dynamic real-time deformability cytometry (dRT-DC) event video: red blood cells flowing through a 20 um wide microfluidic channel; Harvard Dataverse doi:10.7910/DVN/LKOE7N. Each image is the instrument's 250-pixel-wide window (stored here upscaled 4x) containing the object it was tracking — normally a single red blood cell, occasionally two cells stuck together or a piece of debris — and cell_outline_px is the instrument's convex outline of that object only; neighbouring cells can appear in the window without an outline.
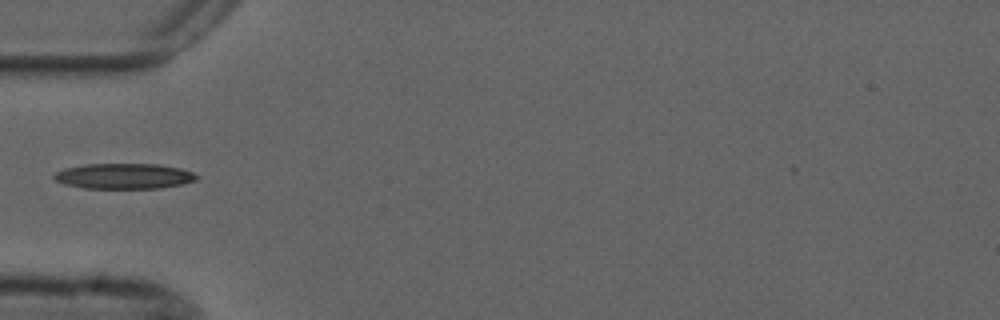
{"species": "common noctule bat (a hibernating species)", "species_latin": "Nyctalus noctula", "temperature_condition": "cold", "stored_images_in_passage": 5, "camera_frame_rate_fps": 3000, "um_per_image_px": 0.085, "animal": {"sex": "male", "forearm_length_mm": 52.5}, "frame": {"image": 1, "passage_image": 4, "time_ms": 4.333, "image_size_px": [1000, 320], "cell_outline_px": [[200, 176], [196, 180], [184, 184], [160, 188], [84, 188], [64, 184], [56, 180], [52, 176], [56, 172], [64, 168], [88, 164], [156, 164], [180, 168], [192, 172]], "centroid_in_image_um": [10.56, 14.97], "position_along_channel_um": 74.4, "area_um2": 21.15}}
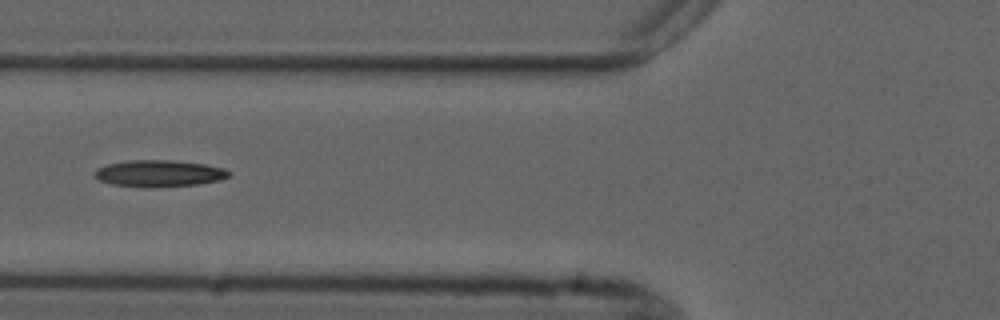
{"frame": {"image": 2, "passage_image": 5, "time_ms": 5.333, "image_size_px": [1000, 320], "cell_outline_px": [[232, 172], [228, 176], [220, 180], [196, 184], [112, 184], [100, 180], [96, 176], [96, 168], [108, 164], [128, 160], [172, 160], [204, 164], [224, 168]], "centroid_in_image_um": [13.58, 14.67], "position_along_channel_um": 112.2, "area_um2": 19.54}}